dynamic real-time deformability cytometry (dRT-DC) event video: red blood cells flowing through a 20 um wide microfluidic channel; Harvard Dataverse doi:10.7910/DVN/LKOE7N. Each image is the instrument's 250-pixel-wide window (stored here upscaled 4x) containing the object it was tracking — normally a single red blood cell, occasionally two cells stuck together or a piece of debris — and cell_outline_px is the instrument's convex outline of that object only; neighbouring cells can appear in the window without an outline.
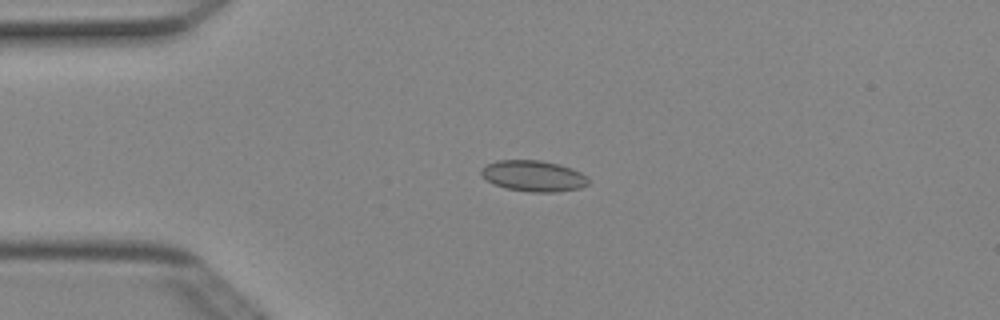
{"species": "Egyptian fruit bat (a non-hibernating species)", "species_latin": "Rousettus aegyptiacus", "temperature_condition": "cold", "stored_images_in_passage": 9, "camera_frame_rate_fps": 3000, "um_per_image_px": 0.085, "animal": {"sex": "female"}, "frame": {"image": 1, "passage_image": 4, "time_ms": 1.0, "image_size_px": [1000, 320], "cell_outline_px": [[588, 184], [580, 188], [556, 192], [528, 192], [504, 188], [480, 176], [480, 168], [496, 160], [540, 160], [560, 164], [572, 168], [580, 172], [588, 180]], "centroid_in_image_um": [45.32, 14.95], "position_along_channel_um": 39.7, "area_um2": 19.42}}
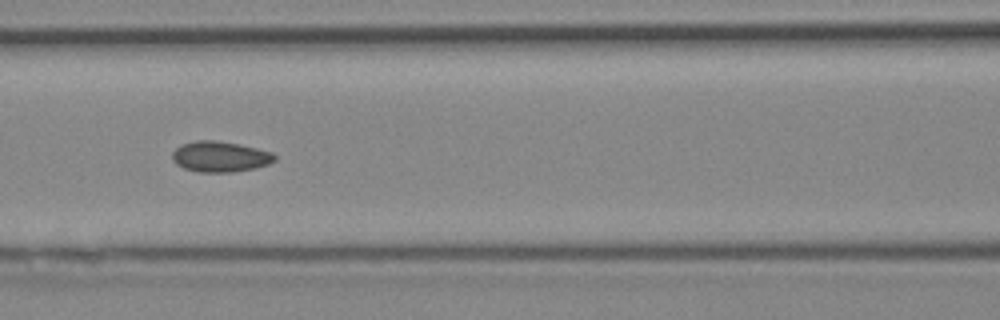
{"frame": {"image": 2, "passage_image": 7, "time_ms": 2.0, "image_size_px": [1000, 320], "cell_outline_px": [[276, 160], [268, 164], [256, 168], [232, 172], [200, 172], [184, 168], [176, 164], [172, 160], [172, 152], [180, 144], [196, 140], [216, 140], [256, 148], [272, 152], [276, 156]], "centroid_in_image_um": [18.69, 13.31], "position_along_channel_um": 147.9, "area_um2": 18.32}}
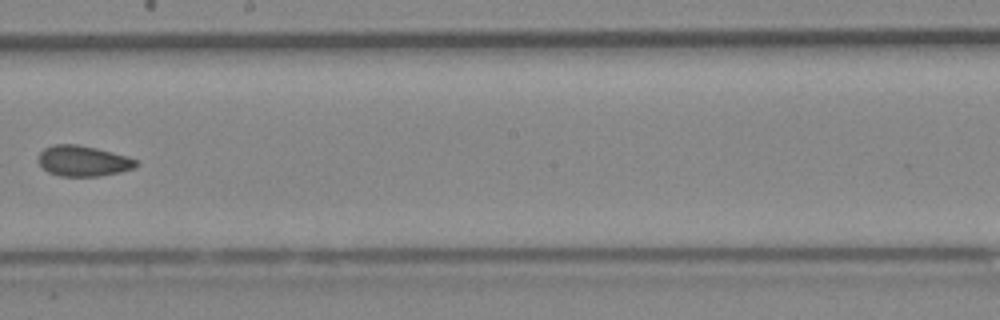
{"frame": {"image": 3, "passage_image": 9, "time_ms": 2.667, "image_size_px": [1000, 320], "cell_outline_px": [[140, 164], [136, 168], [120, 172], [100, 176], [60, 176], [48, 172], [40, 164], [40, 152], [44, 148], [52, 144], [76, 144], [96, 148], [128, 156], [136, 160]], "centroid_in_image_um": [7.11, 13.68], "position_along_channel_um": 241.1, "area_um2": 17.46}}